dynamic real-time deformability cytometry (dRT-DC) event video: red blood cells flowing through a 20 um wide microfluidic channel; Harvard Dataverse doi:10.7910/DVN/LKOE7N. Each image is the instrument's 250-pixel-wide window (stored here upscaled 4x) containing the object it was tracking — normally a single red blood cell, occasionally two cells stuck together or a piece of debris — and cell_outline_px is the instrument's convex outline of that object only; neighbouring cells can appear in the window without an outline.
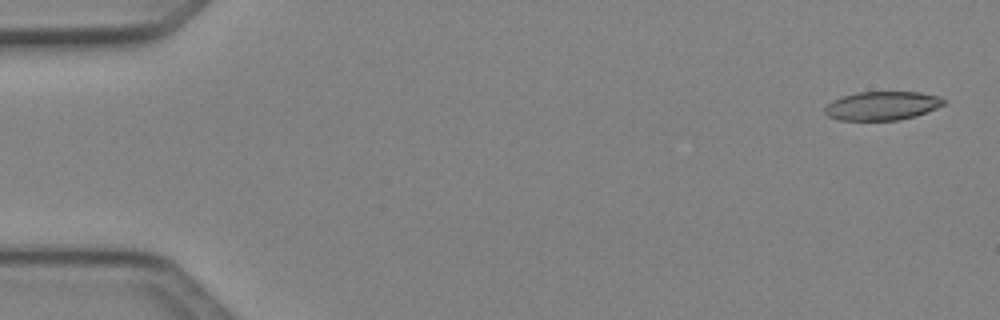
{"species": "Egyptian fruit bat (a non-hibernating species)", "species_latin": "Rousettus aegyptiacus", "temperature_condition": "cold", "stored_images_in_passage": 4, "camera_frame_rate_fps": 3000, "um_per_image_px": 0.085, "animal": {"sex": "female"}, "frame": {"image": 1, "passage_image": 1, "time_ms": 0.0, "image_size_px": [1000, 320], "cell_outline_px": [[944, 104], [936, 108], [916, 116], [900, 120], [840, 120], [828, 116], [824, 112], [824, 108], [832, 100], [856, 92], [920, 92], [936, 96], [944, 100]], "centroid_in_image_um": [74.95, 8.99], "position_along_channel_um": 10.0, "area_um2": 19.77}}
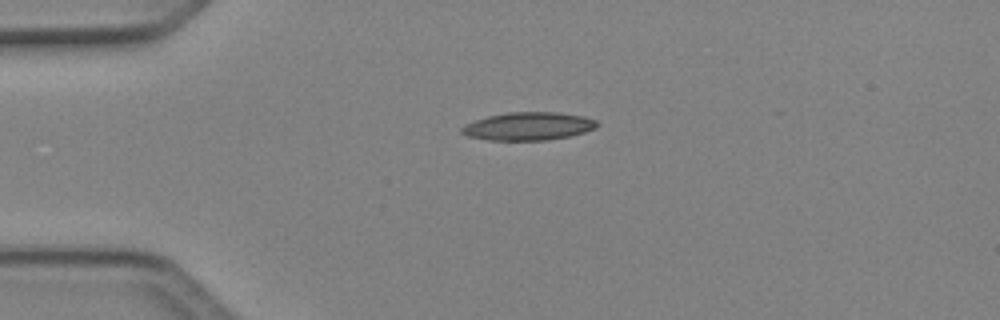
{"frame": {"image": 2, "passage_image": 3, "time_ms": 0.667, "image_size_px": [1000, 320], "cell_outline_px": [[600, 124], [596, 128], [584, 132], [568, 136], [544, 140], [488, 140], [468, 136], [460, 132], [460, 128], [476, 120], [488, 116], [508, 112], [556, 112], [584, 116], [596, 120]], "centroid_in_image_um": [44.93, 10.72], "position_along_channel_um": 40.1, "area_um2": 21.96}}